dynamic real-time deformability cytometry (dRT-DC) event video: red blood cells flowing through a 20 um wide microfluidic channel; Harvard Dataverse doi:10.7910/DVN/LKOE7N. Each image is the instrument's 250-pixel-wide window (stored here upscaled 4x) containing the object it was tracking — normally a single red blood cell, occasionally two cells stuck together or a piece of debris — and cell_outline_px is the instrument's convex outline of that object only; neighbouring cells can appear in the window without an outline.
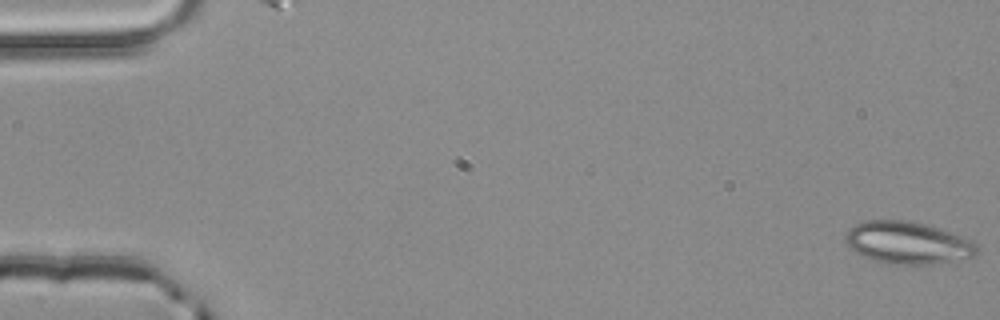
{"species": "common noctule bat (a hibernating species)", "species_latin": "Nyctalus noctula", "temperature_condition": "room temperature", "stored_images_in_passage": 4, "camera_frame_rate_fps": 3000, "um_per_image_px": 0.085, "animal": {"sex": "male", "body_mass_g": 20.4}, "frame": {"image": 1, "passage_image": 1, "time_ms": 0.0, "image_size_px": [1000, 320], "cell_outline_px": [[980, 252], [976, 256], [932, 264], [888, 264], [864, 256], [856, 252], [844, 240], [844, 236], [848, 228], [856, 224], [868, 220], [904, 220], [924, 224], [972, 240], [976, 244]], "centroid_in_image_um": [77.15, 20.64], "position_along_channel_um": 7.9, "area_um2": 32.08}}